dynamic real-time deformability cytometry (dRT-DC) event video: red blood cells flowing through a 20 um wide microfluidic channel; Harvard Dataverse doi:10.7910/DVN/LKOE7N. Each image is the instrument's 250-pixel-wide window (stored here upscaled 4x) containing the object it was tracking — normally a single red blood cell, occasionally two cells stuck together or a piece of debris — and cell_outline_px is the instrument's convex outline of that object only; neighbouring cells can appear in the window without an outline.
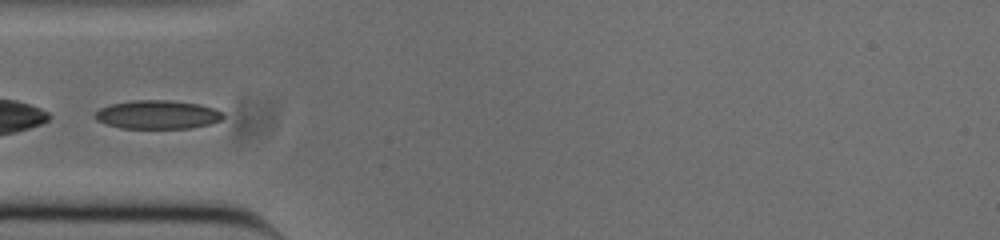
{"species": "common noctule bat (a hibernating species)", "species_latin": "Nyctalus noctula", "temperature_condition": "cold", "stored_images_in_passage": 36, "camera_frame_rate_fps": 3000, "um_per_image_px": 0.085, "animal": {"sex": "male", "body_mass_g": 20.0, "forearm_length_mm": 53.3}, "frame": {"image": 1, "passage_image": 1, "time_ms": 0.0, "image_size_px": [1000, 240], "cell_outline_px": [[224, 116], [220, 120], [212, 124], [188, 128], [120, 128], [96, 120], [92, 116], [100, 108], [112, 104], [132, 100], [172, 100], [200, 104], [216, 108], [224, 112]], "centroid_in_image_um": [13.43, 9.73], "position_along_channel_um": 71.6, "area_um2": 21.56}}